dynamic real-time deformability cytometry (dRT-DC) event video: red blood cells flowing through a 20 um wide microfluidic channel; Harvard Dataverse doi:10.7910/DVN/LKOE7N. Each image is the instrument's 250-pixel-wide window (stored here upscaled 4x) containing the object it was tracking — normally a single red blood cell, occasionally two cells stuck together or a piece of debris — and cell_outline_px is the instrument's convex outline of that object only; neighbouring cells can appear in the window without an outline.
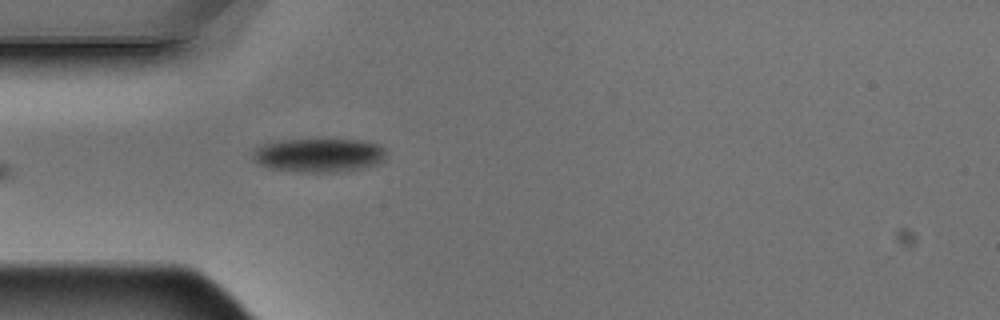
{"species": "Egyptian fruit bat (a non-hibernating species)", "species_latin": "Rousettus aegyptiacus", "temperature_condition": "warm", "stored_images_in_passage": 5, "camera_frame_rate_fps": 3000, "um_per_image_px": 0.085, "animal": {"sex": "male"}, "frame": {"image": 1, "passage_image": 5, "time_ms": 1.333, "image_size_px": [1000, 320], "cell_outline_px": [[384, 160], [376, 164], [364, 168], [344, 172], [304, 172], [272, 168], [260, 164], [252, 160], [252, 152], [260, 144], [272, 140], [360, 140], [380, 144], [384, 148]], "centroid_in_image_um": [27.08, 13.19], "position_along_channel_um": 57.9, "area_um2": 26.47}}